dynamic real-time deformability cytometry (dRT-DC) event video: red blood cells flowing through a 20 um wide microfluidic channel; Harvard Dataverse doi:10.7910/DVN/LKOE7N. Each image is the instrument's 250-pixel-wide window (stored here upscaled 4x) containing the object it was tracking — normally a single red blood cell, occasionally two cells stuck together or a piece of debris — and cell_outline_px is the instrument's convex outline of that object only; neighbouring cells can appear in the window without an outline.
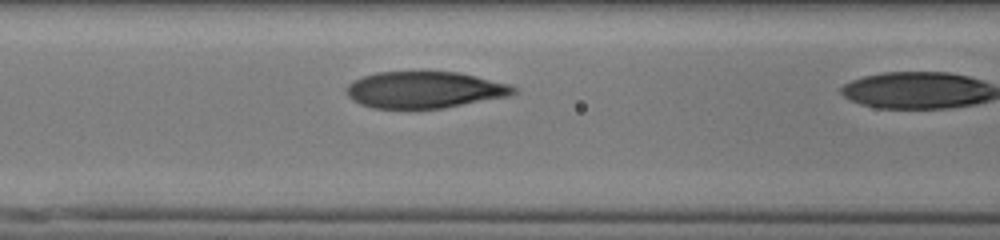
{"species": "human", "species_latin": "Homo sapiens", "temperature_condition": "cold", "stored_images_in_passage": 10, "camera_frame_rate_fps": 3000, "um_per_image_px": 0.085, "donor": {"sex": "male"}, "frame": {"image": 1, "passage_image": 9, "time_ms": 2.667, "image_size_px": [1000, 240], "cell_outline_px": [[516, 92], [512, 96], [444, 108], [372, 108], [360, 104], [352, 100], [348, 96], [344, 88], [352, 80], [376, 72], [456, 72], [476, 76], [508, 84], [516, 88]], "centroid_in_image_um": [36.07, 7.64], "position_along_channel_um": 130.5, "area_um2": 35.78}}